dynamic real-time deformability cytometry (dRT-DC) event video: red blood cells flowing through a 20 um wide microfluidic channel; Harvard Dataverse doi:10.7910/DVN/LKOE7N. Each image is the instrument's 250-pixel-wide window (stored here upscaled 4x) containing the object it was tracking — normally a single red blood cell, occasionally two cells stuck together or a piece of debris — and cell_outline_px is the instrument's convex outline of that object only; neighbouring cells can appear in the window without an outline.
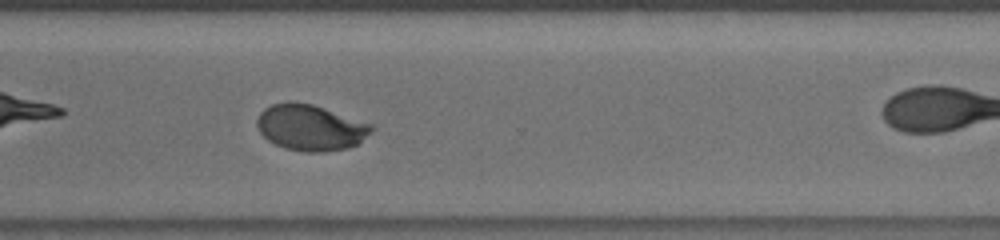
{"species": "human", "species_latin": "Homo sapiens", "temperature_condition": "room temperature", "stored_images_in_passage": 35, "camera_frame_rate_fps": 3000, "um_per_image_px": 0.085, "donor": {"sex": "male"}, "frame": {"image": 1, "passage_image": 34, "time_ms": 13.0, "image_size_px": [1000, 240], "cell_outline_px": [[376, 128], [356, 144], [348, 148], [324, 152], [304, 152], [284, 148], [268, 140], [260, 132], [256, 124], [256, 120], [260, 112], [264, 108], [272, 104], [288, 100], [292, 100], [312, 104], [372, 124]], "centroid_in_image_um": [26.36, 10.83], "position_along_channel_um": 344.2, "area_um2": 30.81}}